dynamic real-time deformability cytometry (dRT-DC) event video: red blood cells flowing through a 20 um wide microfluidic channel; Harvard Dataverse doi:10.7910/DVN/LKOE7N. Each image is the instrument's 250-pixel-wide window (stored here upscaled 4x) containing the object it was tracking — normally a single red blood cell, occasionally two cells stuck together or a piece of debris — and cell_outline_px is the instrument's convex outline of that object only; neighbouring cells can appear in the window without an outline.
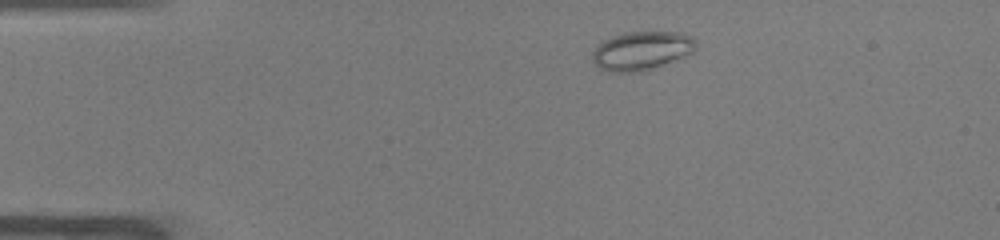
{"species": "common noctule bat (a hibernating species)", "species_latin": "Nyctalus noctula", "temperature_condition": "warm", "stored_images_in_passage": 43, "camera_frame_rate_fps": 3000, "um_per_image_px": 0.085, "animal": {"sex": "male", "body_mass_g": 19.0, "forearm_length_mm": 50.8}, "frame": {"image": 1, "passage_image": 1, "time_ms": 0.0, "image_size_px": [1000, 240], "cell_outline_px": [[696, 48], [692, 52], [684, 56], [640, 72], [608, 72], [600, 68], [592, 60], [592, 52], [604, 40], [612, 36], [624, 32], [680, 32], [692, 36], [696, 40]], "centroid_in_image_um": [54.53, 4.3], "position_along_channel_um": 30.5, "area_um2": 23.18}}
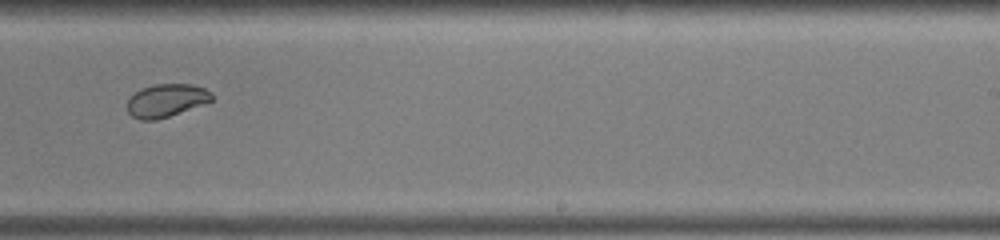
{"frame": {"image": 2, "passage_image": 24, "time_ms": 7.667, "image_size_px": [1000, 240], "cell_outline_px": [[212, 100], [168, 116], [156, 120], [140, 120], [132, 116], [128, 112], [128, 100], [140, 88], [156, 84], [192, 84], [204, 88], [212, 92]], "centroid_in_image_um": [14.11, 8.53], "position_along_channel_um": 274.9, "area_um2": 15.95}}
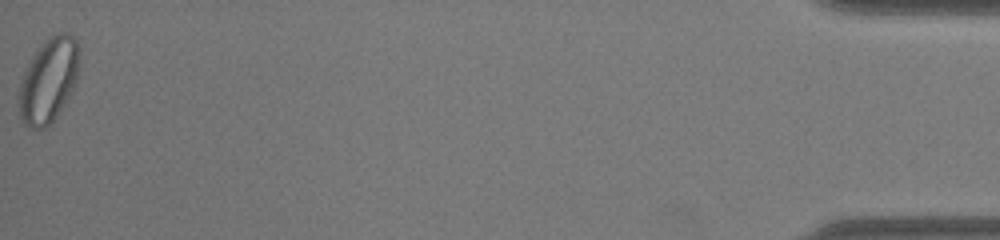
{"frame": {"image": 3, "passage_image": 43, "time_ms": 14.0, "image_size_px": [1000, 240], "cell_outline_px": [[80, 60], [76, 84], [72, 92], [56, 116], [44, 128], [28, 128], [20, 120], [16, 96], [24, 72], [36, 48], [52, 32], [64, 32], [72, 36], [76, 40]], "centroid_in_image_um": [4.1, 6.81], "position_along_channel_um": 431.1, "area_um2": 30.35}, "authors_computed_cell_mechanics": {"area_um2": 20.808, "velocity_mm_per_s": 3.9416, "shape_relaxation_time_tau1_ms": null, "shape_relaxation_time_tau2_ms": 1.2157, "deformation_change_tau1": null, "deformation_change_tau2": 0.0369}}